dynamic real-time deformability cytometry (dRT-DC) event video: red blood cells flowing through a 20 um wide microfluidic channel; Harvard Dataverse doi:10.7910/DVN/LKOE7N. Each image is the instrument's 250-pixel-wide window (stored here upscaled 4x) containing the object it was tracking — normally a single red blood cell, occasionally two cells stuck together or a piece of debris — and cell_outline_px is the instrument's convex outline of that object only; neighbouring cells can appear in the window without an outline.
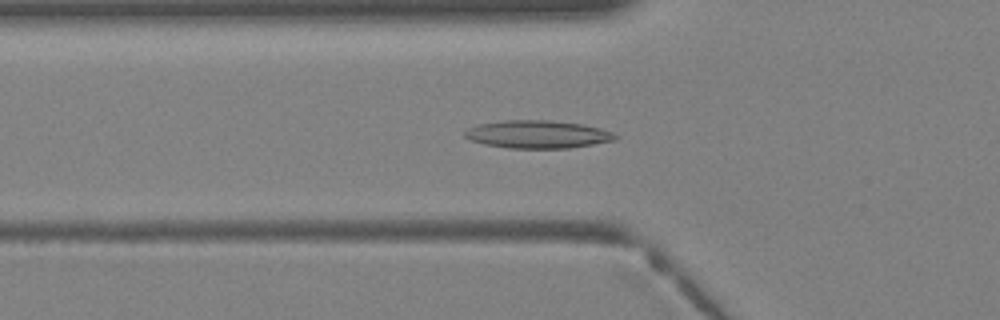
{"species": "Egyptian fruit bat (a non-hibernating species)", "species_latin": "Rousettus aegyptiacus", "temperature_condition": "warm", "stored_images_in_passage": 40, "camera_frame_rate_fps": 3000, "um_per_image_px": 0.085, "animal": {"sex": "female"}, "frame": {"image": 1, "passage_image": 14, "time_ms": 4.333, "image_size_px": [1000, 320], "cell_outline_px": [[620, 136], [616, 140], [568, 148], [508, 148], [484, 144], [472, 140], [464, 136], [464, 132], [468, 128], [480, 124], [504, 120], [552, 120], [580, 124], [600, 128], [616, 132]], "centroid_in_image_um": [45.74, 11.41], "position_along_channel_um": 80.1, "area_um2": 24.45}}
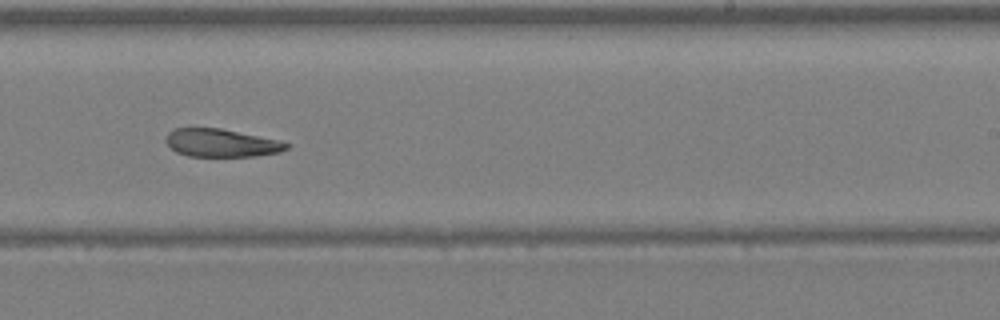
{"frame": {"image": 2, "passage_image": 25, "time_ms": 8.0, "image_size_px": [1000, 320], "cell_outline_px": [[292, 144], [288, 148], [280, 152], [256, 156], [188, 156], [176, 152], [164, 140], [168, 132], [176, 128], [220, 128], [276, 140]], "centroid_in_image_um": [18.79, 12.15], "position_along_channel_um": 270.2, "area_um2": 19.48}}
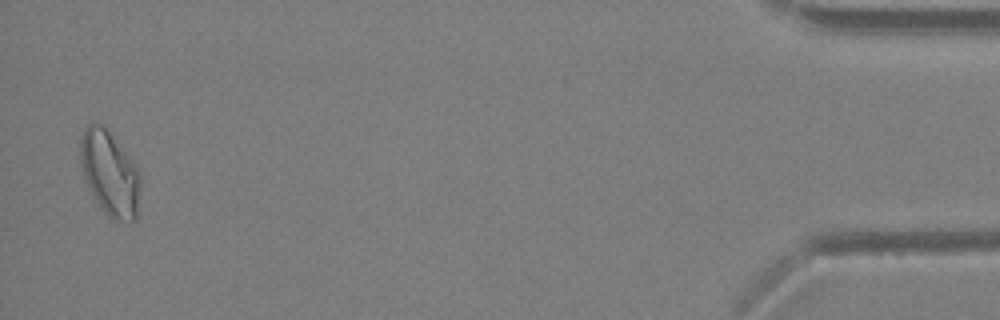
{"frame": {"image": 3, "passage_image": 39, "time_ms": 12.667, "image_size_px": [1000, 320], "cell_outline_px": [[140, 188], [136, 220], [132, 220], [108, 216], [104, 212], [96, 200], [84, 180], [80, 160], [80, 140], [84, 128], [88, 124], [104, 124], [132, 160], [140, 176]], "centroid_in_image_um": [9.31, 14.68], "position_along_channel_um": 425.9, "area_um2": 29.25}}